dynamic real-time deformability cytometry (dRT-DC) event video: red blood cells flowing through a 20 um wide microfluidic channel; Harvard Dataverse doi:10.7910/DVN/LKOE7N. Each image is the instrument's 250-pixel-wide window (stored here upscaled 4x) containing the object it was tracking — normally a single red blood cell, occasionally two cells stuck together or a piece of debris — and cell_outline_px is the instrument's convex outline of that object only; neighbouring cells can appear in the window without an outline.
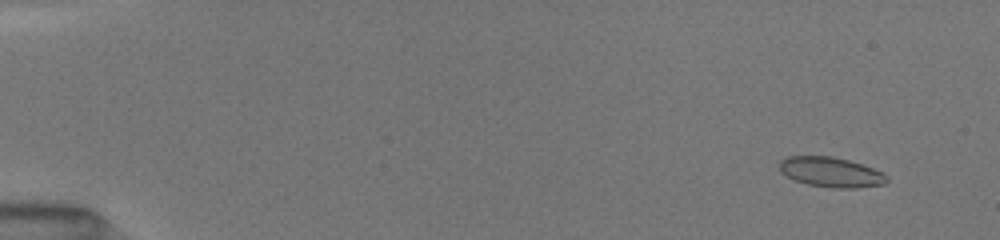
{"species": "common noctule bat (a hibernating species)", "species_latin": "Nyctalus noctula", "temperature_condition": "room temperature", "stored_images_in_passage": 20, "camera_frame_rate_fps": 3000, "um_per_image_px": 0.085, "animal": {"sex": "female", "body_mass_g": 19.5, "forearm_length_mm": 54.1}, "frame": {"image": 1, "passage_image": 4, "time_ms": 1.0, "image_size_px": [1000, 240], "cell_outline_px": [[888, 180], [884, 184], [856, 188], [832, 188], [808, 184], [796, 180], [780, 172], [780, 160], [788, 156], [832, 156], [848, 160], [884, 172], [888, 176]], "centroid_in_image_um": [70.65, 14.63], "position_along_channel_um": 14.4, "area_um2": 18.67}}
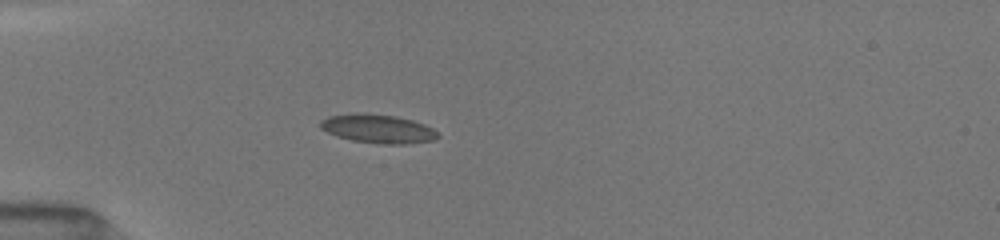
{"frame": {"image": 2, "passage_image": 16, "time_ms": 5.0, "image_size_px": [1000, 240], "cell_outline_px": [[440, 136], [436, 140], [404, 144], [376, 144], [352, 140], [336, 136], [320, 128], [320, 120], [328, 116], [352, 112], [368, 112], [396, 116], [412, 120], [424, 124], [432, 128]], "centroid_in_image_um": [32.1, 10.93], "position_along_channel_um": 52.9, "area_um2": 20.06}}
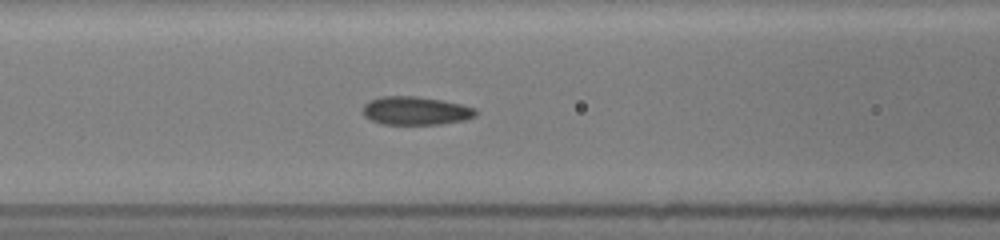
{"frame": {"image": 3, "passage_image": 20, "time_ms": 7.333, "image_size_px": [1000, 240], "cell_outline_px": [[476, 116], [464, 120], [440, 124], [384, 124], [372, 120], [364, 116], [364, 104], [368, 100], [380, 96], [416, 96], [444, 100], [476, 108]], "centroid_in_image_um": [35.34, 9.4], "position_along_channel_um": 131.3, "area_um2": 18.67}}